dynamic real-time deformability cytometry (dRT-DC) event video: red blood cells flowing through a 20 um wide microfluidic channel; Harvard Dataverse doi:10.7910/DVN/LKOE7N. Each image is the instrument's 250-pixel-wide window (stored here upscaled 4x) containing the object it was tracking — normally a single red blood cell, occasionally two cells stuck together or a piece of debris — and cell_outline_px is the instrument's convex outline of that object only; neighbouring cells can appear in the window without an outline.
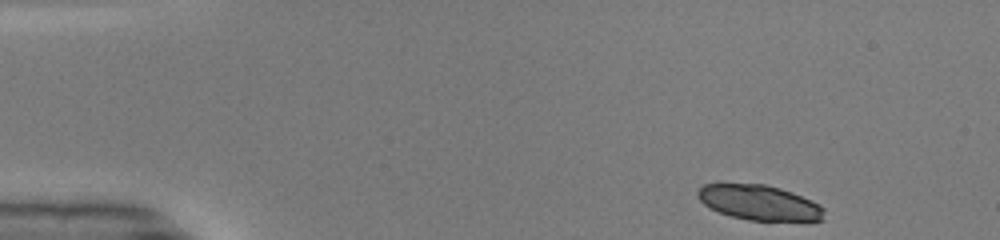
{"species": "common noctule bat (a hibernating species)", "species_latin": "Nyctalus noctula", "temperature_condition": "warm", "stored_images_in_passage": 44, "camera_frame_rate_fps": 3000, "um_per_image_px": 0.085, "animal": {"sex": "male", "body_mass_g": 19.0, "forearm_length_mm": 50.8}, "frame": {"image": 1, "passage_image": 1, "time_ms": 0.0, "image_size_px": [1000, 240], "cell_outline_px": [[824, 220], [748, 220], [732, 216], [720, 212], [704, 204], [696, 196], [696, 192], [704, 184], [764, 184], [780, 188], [792, 192], [824, 208]], "centroid_in_image_um": [64.5, 17.21], "position_along_channel_um": 20.5, "area_um2": 25.32}}
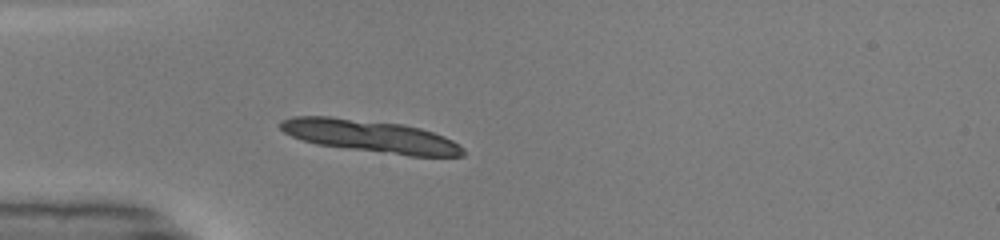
{"frame": {"image": 2, "passage_image": 10, "time_ms": 3.0, "image_size_px": [1000, 240], "cell_outline_px": [[464, 156], [408, 156], [316, 144], [292, 136], [284, 132], [280, 128], [280, 120], [292, 116], [328, 116], [404, 124], [420, 128], [444, 136], [460, 144], [464, 148]], "centroid_in_image_um": [31.5, 11.57], "position_along_channel_um": 53.5, "area_um2": 34.45}, "authors_computed_cell_mechanics": {"area_um2": 18.2937, "velocity_mm_per_s": 4.1428, "shape_relaxation_time_tau1_ms": 4.6314, "shape_relaxation_time_tau2_ms": 0.7986, "deformation_change_tau1": 0.1456, "deformation_change_tau2": 0.0491}}